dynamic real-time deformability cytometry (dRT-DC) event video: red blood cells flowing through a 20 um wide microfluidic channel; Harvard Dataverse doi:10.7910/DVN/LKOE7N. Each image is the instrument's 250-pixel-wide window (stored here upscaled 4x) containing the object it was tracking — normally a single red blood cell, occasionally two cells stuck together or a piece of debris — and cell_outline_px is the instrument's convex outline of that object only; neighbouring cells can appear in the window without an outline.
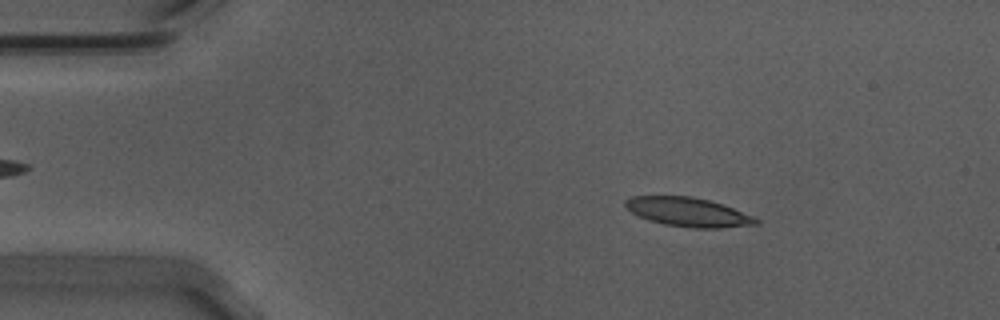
{"species": "Egyptian fruit bat (a non-hibernating species)", "species_latin": "Rousettus aegyptiacus", "temperature_condition": "warm", "stored_images_in_passage": 54, "camera_frame_rate_fps": 3000, "um_per_image_px": 0.085, "animal": {"sex": "male"}, "frame": {"image": 1, "passage_image": 8, "time_ms": 2.333, "image_size_px": [1000, 320], "cell_outline_px": [[760, 224], [720, 228], [696, 228], [664, 224], [648, 220], [632, 212], [624, 204], [624, 200], [632, 196], [692, 196], [708, 200], [732, 208], [752, 216], [760, 220]], "centroid_in_image_um": [58.49, 18.02], "position_along_channel_um": 26.5, "area_um2": 21.85}}
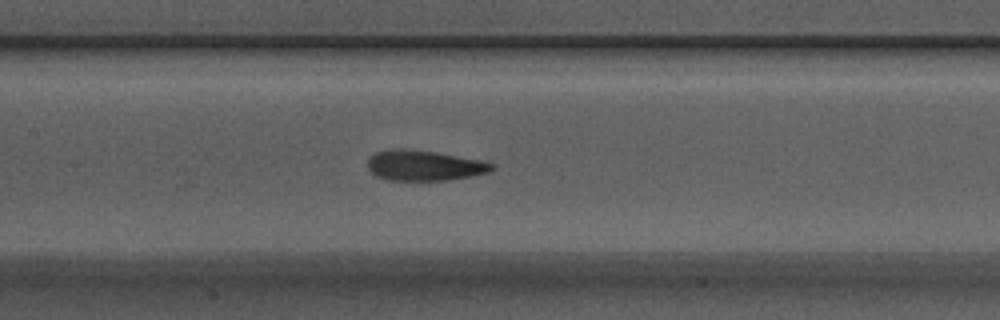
{"frame": {"image": 2, "passage_image": 25, "time_ms": 8.0, "image_size_px": [1000, 320], "cell_outline_px": [[496, 168], [488, 172], [472, 176], [448, 180], [388, 180], [376, 176], [368, 168], [368, 160], [376, 152], [392, 148], [400, 148], [436, 152], [480, 160], [496, 164]], "centroid_in_image_um": [36.08, 14.06], "position_along_channel_um": 171.3, "area_um2": 21.96}}
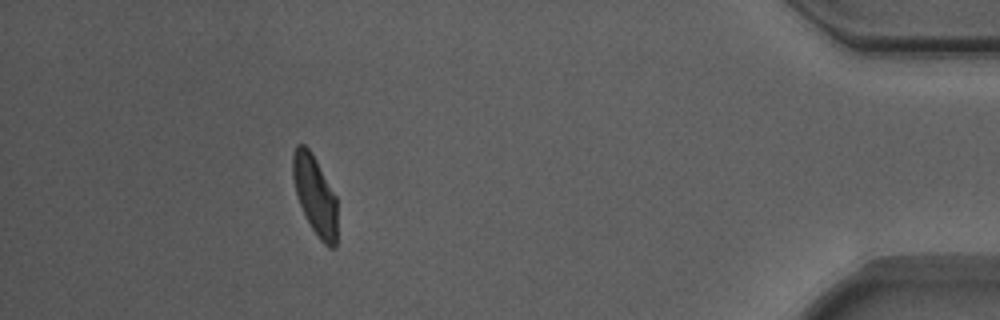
{"frame": {"image": 3, "passage_image": 49, "time_ms": 16.0, "image_size_px": [1000, 320], "cell_outline_px": [[336, 248], [328, 248], [320, 240], [312, 228], [300, 204], [296, 192], [292, 176], [292, 156], [296, 144], [304, 144], [308, 148], [316, 160], [336, 196]], "centroid_in_image_um": [26.77, 16.58], "position_along_channel_um": 408.4, "area_um2": 20.23}, "authors_computed_cell_mechanics": {"area_um2": 21.7906, "velocity_mm_per_s": 3.6912, "shape_relaxation_time_tau1_ms": 4.5895, "shape_relaxation_time_tau2_ms": 1.7595, "deformation_change_tau1": 0.1615, "deformation_change_tau2": 0.0891}}